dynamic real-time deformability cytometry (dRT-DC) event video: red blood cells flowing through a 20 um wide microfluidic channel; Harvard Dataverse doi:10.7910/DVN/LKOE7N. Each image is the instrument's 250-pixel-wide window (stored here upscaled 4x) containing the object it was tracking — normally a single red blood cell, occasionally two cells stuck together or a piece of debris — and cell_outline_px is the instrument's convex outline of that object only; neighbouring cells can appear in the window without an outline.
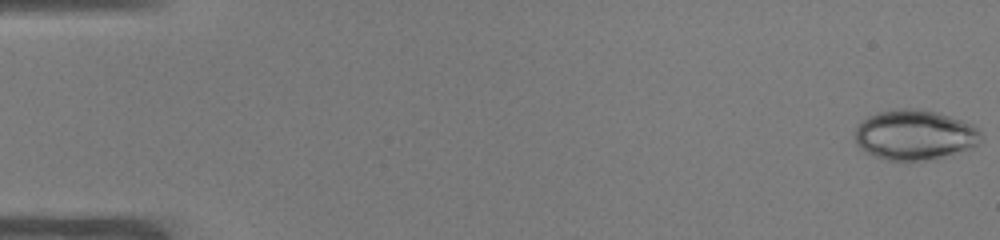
{"species": "common noctule bat (a hibernating species)", "species_latin": "Nyctalus noctula", "temperature_condition": "warm", "stored_images_in_passage": 52, "camera_frame_rate_fps": 3000, "um_per_image_px": 0.085, "animal": {"sex": "male", "body_mass_g": 19.0, "forearm_length_mm": 50.8}, "frame": {"image": 1, "passage_image": 1, "time_ms": 0.0, "image_size_px": [1000, 240], "cell_outline_px": [[984, 140], [972, 148], [936, 160], [888, 160], [876, 156], [860, 148], [856, 144], [856, 128], [868, 116], [880, 112], [896, 108], [920, 108], [936, 112], [972, 124], [980, 128]], "centroid_in_image_um": [77.82, 11.47], "position_along_channel_um": 7.2, "area_um2": 37.05}}
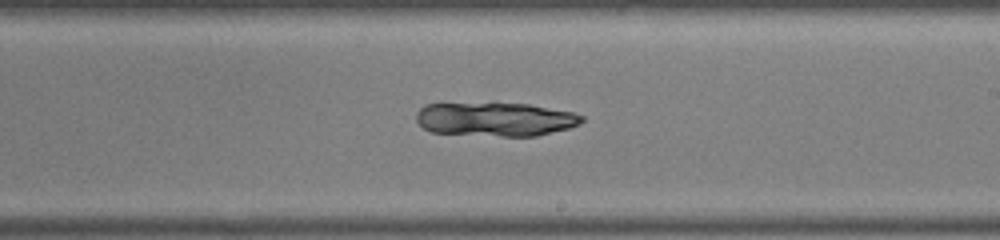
{"frame": {"image": 2, "passage_image": 31, "time_ms": 10.0, "image_size_px": [1000, 240], "cell_outline_px": [[584, 120], [580, 124], [568, 128], [536, 136], [500, 136], [432, 132], [424, 128], [416, 120], [416, 112], [424, 104], [528, 104], [572, 112], [584, 116]], "centroid_in_image_um": [42.11, 10.14], "position_along_channel_um": 246.9, "area_um2": 32.25}}
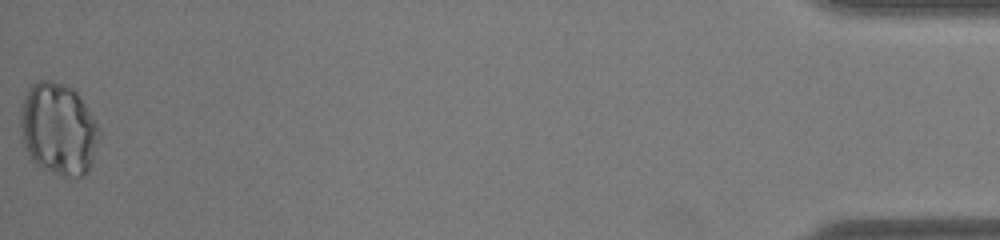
{"frame": {"image": 3, "passage_image": 52, "time_ms": 17.0, "image_size_px": [1000, 240], "cell_outline_px": [[100, 136], [92, 160], [84, 176], [64, 176], [36, 164], [32, 160], [20, 136], [20, 108], [24, 96], [28, 88], [36, 80], [48, 80], [64, 84], [72, 88], [76, 92], [96, 120], [100, 128]], "centroid_in_image_um": [4.95, 10.93], "position_along_channel_um": 430.3, "area_um2": 42.25}}